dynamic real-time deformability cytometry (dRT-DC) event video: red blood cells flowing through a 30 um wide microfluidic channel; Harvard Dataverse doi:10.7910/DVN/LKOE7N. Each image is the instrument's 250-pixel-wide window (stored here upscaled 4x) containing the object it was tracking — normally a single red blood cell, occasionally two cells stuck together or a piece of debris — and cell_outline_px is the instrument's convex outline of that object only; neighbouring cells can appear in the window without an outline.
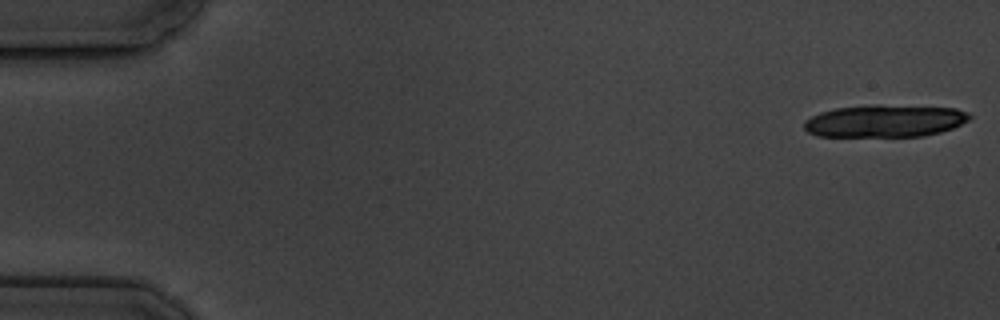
{"species": "common noctule bat (a hibernating species)", "species_latin": "Nyctalus noctula", "temperature_condition": "cold", "stored_images_in_passage": 5, "camera_frame_rate_fps": 3000, "um_per_image_px": 0.085, "animal": {"sex": "male", "body_mass_g": 19.5, "forearm_length_mm": 54.6}, "frame": {"image": 1, "passage_image": 1, "time_ms": 0.0, "image_size_px": [1000, 320], "cell_outline_px": [[972, 116], [968, 120], [952, 128], [940, 132], [924, 136], [816, 136], [808, 132], [804, 128], [804, 120], [820, 112], [836, 108], [872, 104], [880, 104], [956, 108], [968, 112]], "centroid_in_image_um": [75.2, 10.27], "position_along_channel_um": 9.8, "area_um2": 31.39}}